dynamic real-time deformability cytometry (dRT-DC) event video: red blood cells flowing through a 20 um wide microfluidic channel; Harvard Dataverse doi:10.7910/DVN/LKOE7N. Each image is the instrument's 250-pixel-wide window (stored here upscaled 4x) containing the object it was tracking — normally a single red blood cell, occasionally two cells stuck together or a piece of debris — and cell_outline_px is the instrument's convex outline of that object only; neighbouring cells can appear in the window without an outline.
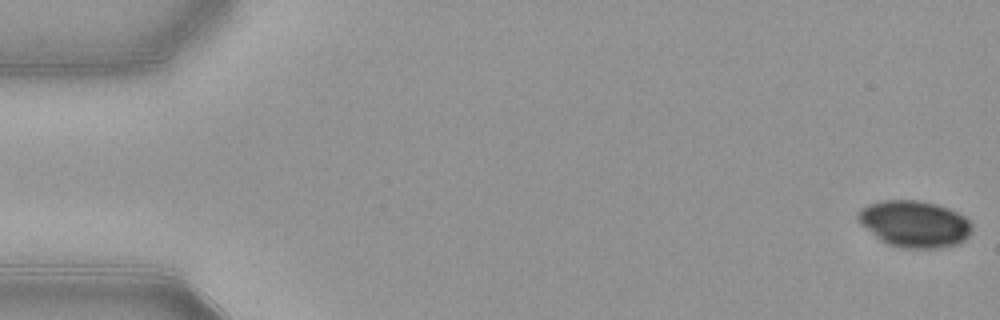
{"species": "common noctule bat (a hibernating species)", "species_latin": "Nyctalus noctula", "temperature_condition": "warm", "stored_images_in_passage": 53, "camera_frame_rate_fps": 3000, "um_per_image_px": 0.085, "animal": {"sex": "female", "body_mass_g": 21.9}, "frame": {"image": 1, "passage_image": 1, "time_ms": 0.0, "image_size_px": [1000, 320], "cell_outline_px": [[972, 232], [960, 244], [944, 248], [900, 248], [888, 244], [880, 240], [860, 224], [856, 220], [856, 212], [860, 208], [868, 204], [884, 200], [916, 200], [936, 204], [948, 208], [964, 216], [972, 224]], "centroid_in_image_um": [77.71, 19.04], "position_along_channel_um": 7.3, "area_um2": 31.33}}
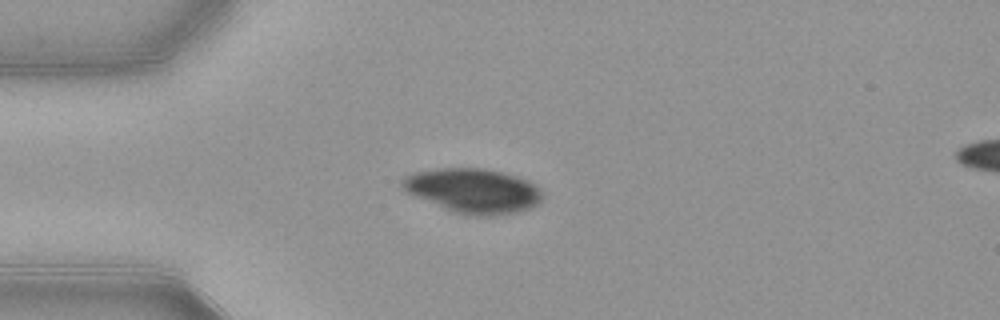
{"frame": {"image": 2, "passage_image": 14, "time_ms": 4.333, "image_size_px": [1000, 320], "cell_outline_px": [[544, 200], [540, 204], [520, 212], [496, 216], [468, 216], [452, 212], [416, 196], [408, 192], [400, 184], [400, 180], [404, 176], [412, 172], [440, 168], [480, 168], [500, 172], [516, 176], [528, 180], [536, 184], [544, 192]], "centroid_in_image_um": [40.28, 16.23], "position_along_channel_um": 44.7, "area_um2": 36.93}}
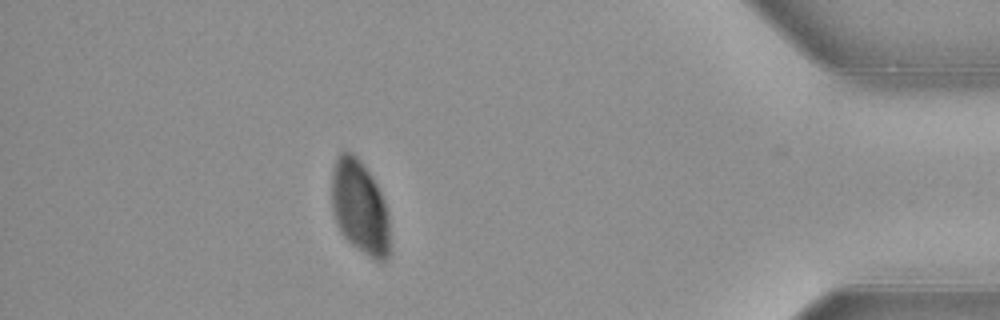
{"frame": {"image": 3, "passage_image": 47, "time_ms": 15.333, "image_size_px": [1000, 320], "cell_outline_px": [[388, 260], [376, 260], [368, 256], [356, 248], [340, 232], [336, 224], [332, 208], [332, 168], [336, 156], [344, 148], [352, 152], [360, 160], [372, 176], [384, 200], [388, 212]], "centroid_in_image_um": [30.55, 17.56], "position_along_channel_um": 404.7, "area_um2": 31.91}}